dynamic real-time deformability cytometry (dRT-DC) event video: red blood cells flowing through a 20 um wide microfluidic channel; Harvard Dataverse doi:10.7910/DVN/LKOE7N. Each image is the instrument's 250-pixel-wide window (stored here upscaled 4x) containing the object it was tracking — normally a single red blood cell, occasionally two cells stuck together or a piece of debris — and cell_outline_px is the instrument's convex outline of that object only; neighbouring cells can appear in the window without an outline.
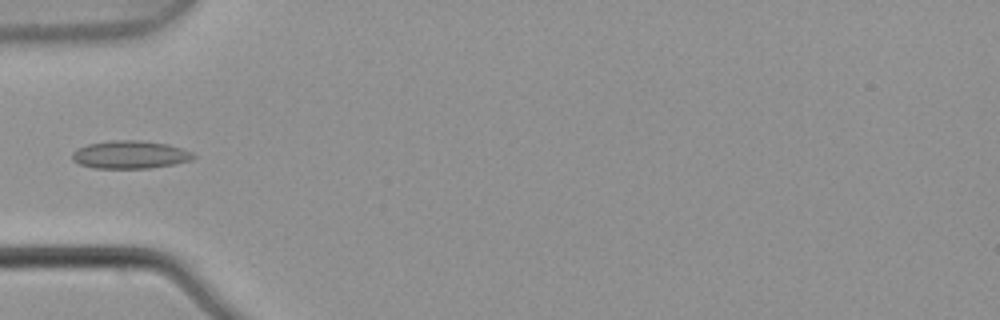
{"species": "common noctule bat (a hibernating species)", "species_latin": "Nyctalus noctula", "temperature_condition": "warm", "stored_images_in_passage": 5, "camera_frame_rate_fps": 3000, "um_per_image_px": 0.085, "animal": {"sex": "male", "body_mass_g": 21.5, "forearm_length_mm": 52.0}, "frame": {"image": 1, "passage_image": 5, "time_ms": 1.333, "image_size_px": [1000, 320], "cell_outline_px": [[196, 156], [192, 160], [172, 164], [148, 168], [92, 168], [80, 164], [72, 160], [72, 152], [88, 144], [112, 140], [140, 140], [168, 144], [192, 152]], "centroid_in_image_um": [11.05, 13.14], "position_along_channel_um": 73.9, "area_um2": 19.59}}